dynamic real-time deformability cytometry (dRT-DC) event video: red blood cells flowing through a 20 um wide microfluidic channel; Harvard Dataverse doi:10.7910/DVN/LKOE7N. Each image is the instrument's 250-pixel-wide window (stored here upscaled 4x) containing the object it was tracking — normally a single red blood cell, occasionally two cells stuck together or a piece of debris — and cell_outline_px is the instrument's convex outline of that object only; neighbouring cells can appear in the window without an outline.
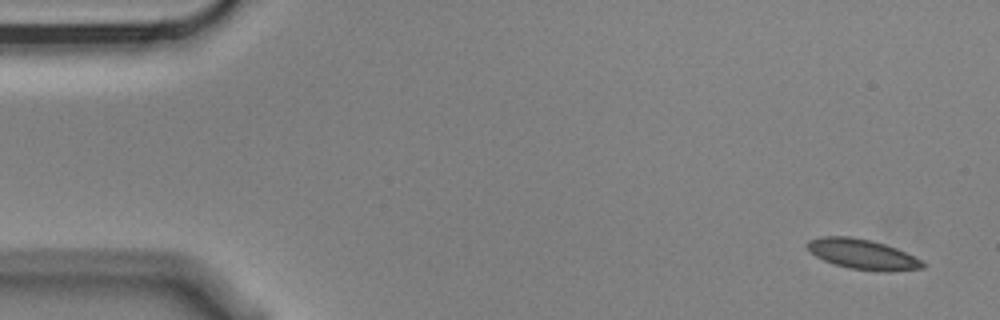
{"species": "Egyptian fruit bat (a non-hibernating species)", "species_latin": "Rousettus aegyptiacus", "temperature_condition": "cold", "stored_images_in_passage": 5, "camera_frame_rate_fps": 3000, "um_per_image_px": 0.085, "animal": {"sex": "male"}, "frame": {"image": 1, "passage_image": 1, "time_ms": 0.0, "image_size_px": [1000, 320], "cell_outline_px": [[924, 268], [888, 272], [880, 272], [852, 268], [836, 264], [824, 260], [816, 256], [804, 244], [808, 240], [820, 236], [848, 236], [872, 240], [896, 248], [920, 260], [924, 264]], "centroid_in_image_um": [73.29, 21.6], "position_along_channel_um": 11.7, "area_um2": 20.06}}
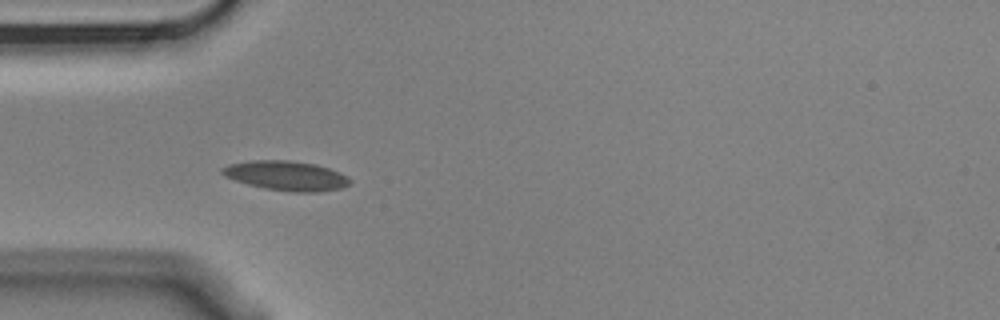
{"frame": {"image": 2, "passage_image": 4, "time_ms": 1.0, "image_size_px": [1000, 320], "cell_outline_px": [[352, 180], [348, 184], [340, 188], [320, 192], [292, 192], [264, 188], [248, 184], [224, 176], [220, 172], [220, 168], [228, 164], [252, 160], [288, 160], [316, 164], [328, 168], [348, 176]], "centroid_in_image_um": [24.31, 14.93], "position_along_channel_um": 60.7, "area_um2": 22.02}}
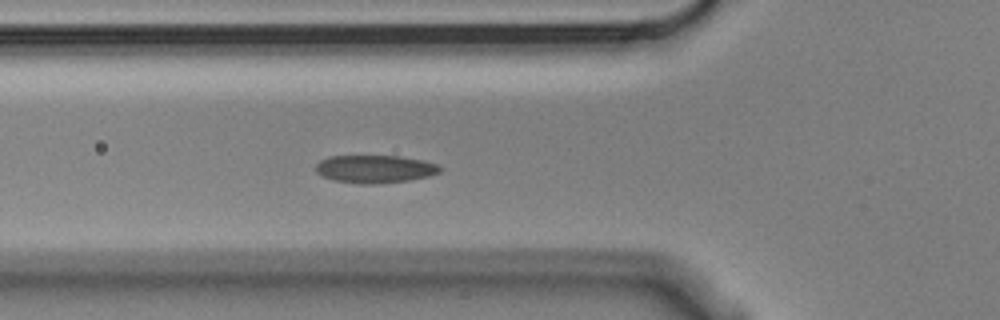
{"frame": {"image": 3, "passage_image": 5, "time_ms": 1.333, "image_size_px": [1000, 320], "cell_outline_px": [[440, 172], [428, 176], [408, 180], [376, 184], [360, 184], [332, 180], [320, 176], [316, 172], [316, 164], [320, 160], [328, 156], [400, 156], [424, 160], [440, 164]], "centroid_in_image_um": [31.84, 14.36], "position_along_channel_um": 94.0, "area_um2": 20.35}}